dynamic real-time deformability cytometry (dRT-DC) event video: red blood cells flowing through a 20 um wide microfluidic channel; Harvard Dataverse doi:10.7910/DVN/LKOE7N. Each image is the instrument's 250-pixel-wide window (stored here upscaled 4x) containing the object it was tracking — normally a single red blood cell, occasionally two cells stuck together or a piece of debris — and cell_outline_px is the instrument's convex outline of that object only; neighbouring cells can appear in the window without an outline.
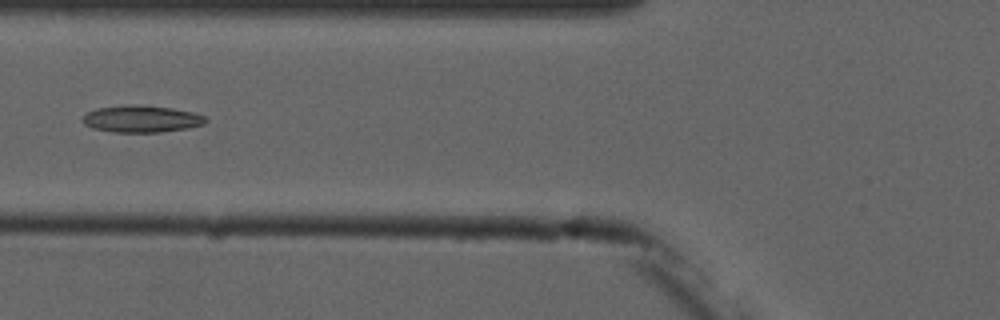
{"species": "common noctule bat (a hibernating species)", "species_latin": "Nyctalus noctula", "temperature_condition": "cold", "stored_images_in_passage": 4, "camera_frame_rate_fps": 3000, "um_per_image_px": 0.085, "animal": {"sex": "male", "forearm_length_mm": 52.5}, "frame": {"image": 1, "passage_image": 4, "time_ms": 3.667, "image_size_px": [1000, 320], "cell_outline_px": [[208, 120], [204, 124], [188, 128], [160, 132], [112, 132], [92, 128], [84, 124], [84, 116], [88, 112], [96, 108], [124, 104], [132, 104], [172, 108], [192, 112], [204, 116]], "centroid_in_image_um": [12.02, 10.1], "position_along_channel_um": 113.8, "area_um2": 19.31}}